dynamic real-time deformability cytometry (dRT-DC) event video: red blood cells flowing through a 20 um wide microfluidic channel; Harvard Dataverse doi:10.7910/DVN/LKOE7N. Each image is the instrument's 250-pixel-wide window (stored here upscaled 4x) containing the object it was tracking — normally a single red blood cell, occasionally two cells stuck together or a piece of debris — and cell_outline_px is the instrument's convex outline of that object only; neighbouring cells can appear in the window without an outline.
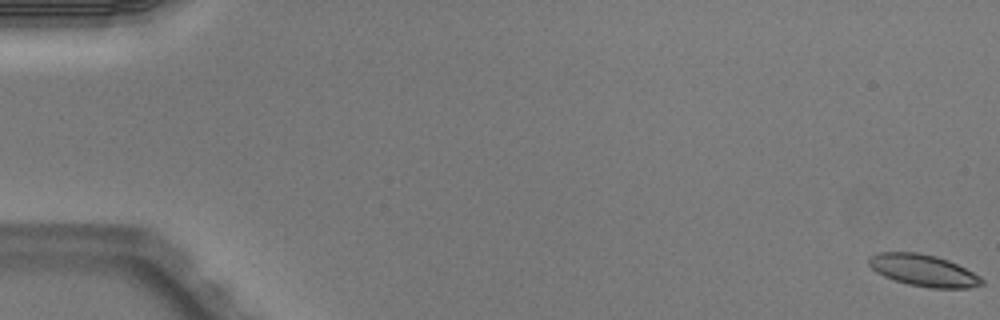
{"species": "Egyptian fruit bat (a non-hibernating species)", "species_latin": "Rousettus aegyptiacus", "temperature_condition": "warm", "stored_images_in_passage": 5, "camera_frame_rate_fps": 3000, "um_per_image_px": 0.085, "animal": {"sex": "male"}, "frame": {"image": 1, "passage_image": 1, "time_ms": 0.0, "image_size_px": [1000, 320], "cell_outline_px": [[984, 284], [968, 288], [932, 288], [908, 284], [884, 276], [876, 272], [868, 264], [868, 260], [872, 256], [880, 252], [916, 252], [936, 256], [948, 260], [980, 276], [984, 280]], "centroid_in_image_um": [78.5, 22.99], "position_along_channel_um": 6.5, "area_um2": 20.69}}